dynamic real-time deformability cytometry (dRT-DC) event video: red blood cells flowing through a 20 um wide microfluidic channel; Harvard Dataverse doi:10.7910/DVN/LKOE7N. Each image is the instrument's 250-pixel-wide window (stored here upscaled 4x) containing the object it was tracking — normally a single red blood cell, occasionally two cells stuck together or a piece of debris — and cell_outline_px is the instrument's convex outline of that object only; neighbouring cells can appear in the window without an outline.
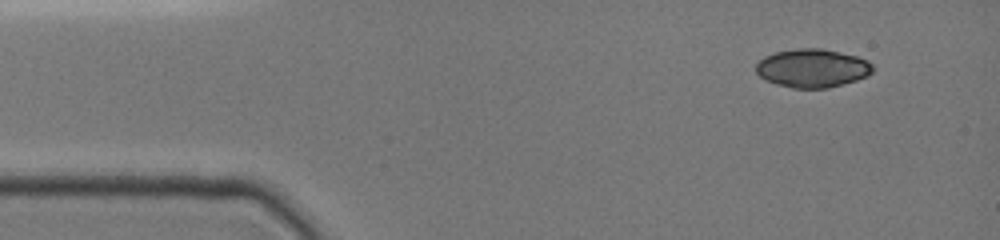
{"species": "common noctule bat (a hibernating species)", "species_latin": "Nyctalus noctula", "temperature_condition": "cold", "stored_images_in_passage": 4, "camera_frame_rate_fps": 3000, "um_per_image_px": 0.085, "animal": {"sex": "female", "body_mass_g": 19.0, "forearm_length_mm": 51.5}, "frame": {"image": 1, "passage_image": 1, "time_ms": 0.0, "image_size_px": [1000, 240], "cell_outline_px": [[872, 72], [856, 80], [824, 88], [796, 88], [780, 84], [768, 80], [760, 76], [756, 72], [756, 64], [764, 56], [776, 52], [796, 48], [820, 48], [856, 56], [868, 60], [872, 64]], "centroid_in_image_um": [69.04, 5.77], "position_along_channel_um": 16.0, "area_um2": 25.66}}